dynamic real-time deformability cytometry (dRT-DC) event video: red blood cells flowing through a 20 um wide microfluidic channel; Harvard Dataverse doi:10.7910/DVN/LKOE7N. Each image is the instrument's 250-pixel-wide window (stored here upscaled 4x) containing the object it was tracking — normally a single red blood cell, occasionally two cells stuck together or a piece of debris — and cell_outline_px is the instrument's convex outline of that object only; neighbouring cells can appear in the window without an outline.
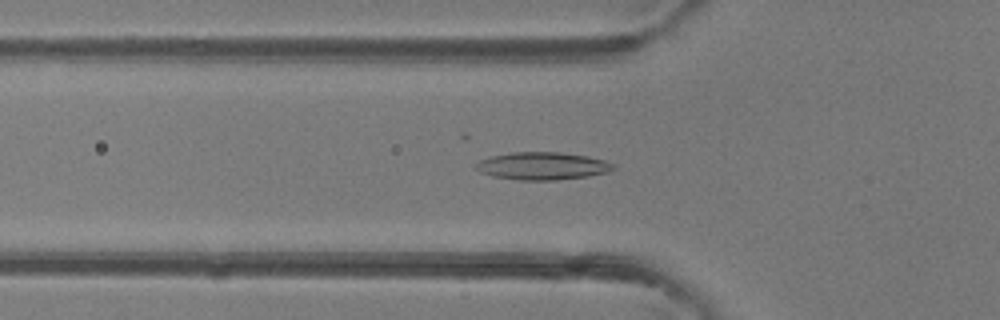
{"species": "common noctule bat (a hibernating species)", "species_latin": "Nyctalus noctula", "temperature_condition": "room temperature", "stored_images_in_passage": 46, "camera_frame_rate_fps": 3000, "um_per_image_px": 0.085, "animal": {"sex": "female"}, "frame": {"image": 1, "passage_image": 15, "time_ms": 4.667, "image_size_px": [1000, 320], "cell_outline_px": [[616, 168], [608, 172], [588, 176], [556, 180], [520, 180], [492, 176], [480, 172], [472, 168], [480, 160], [492, 156], [512, 152], [560, 152], [588, 156], [604, 160], [612, 164]], "centroid_in_image_um": [46.08, 14.11], "position_along_channel_um": 79.7, "area_um2": 22.14}}
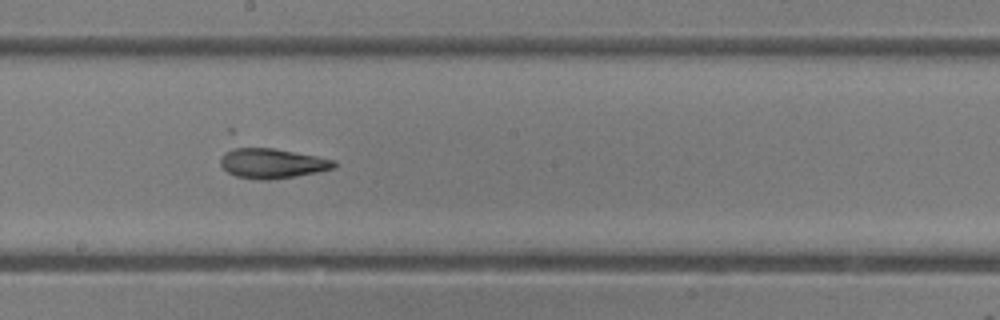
{"frame": {"image": 2, "passage_image": 25, "time_ms": 8.0, "image_size_px": [1000, 320], "cell_outline_px": [[336, 168], [296, 176], [272, 180], [260, 180], [236, 176], [228, 172], [220, 164], [220, 160], [224, 152], [236, 144], [240, 144], [272, 148], [316, 156], [336, 160]], "centroid_in_image_um": [23.06, 13.84], "position_along_channel_um": 225.1, "area_um2": 20.4}}
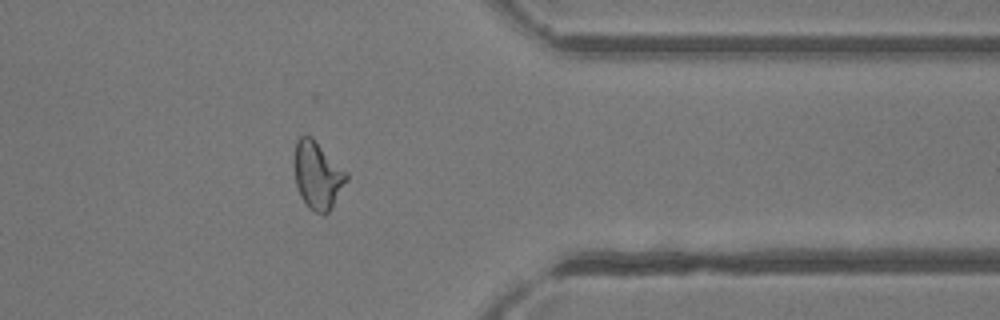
{"frame": {"image": 3, "passage_image": 37, "time_ms": 12.0, "image_size_px": [1000, 320], "cell_outline_px": [[348, 180], [328, 212], [324, 216], [308, 208], [300, 196], [296, 184], [292, 160], [296, 140], [304, 132], [312, 136], [348, 172]], "centroid_in_image_um": [26.96, 14.84], "position_along_channel_um": 384.4, "area_um2": 21.15}}